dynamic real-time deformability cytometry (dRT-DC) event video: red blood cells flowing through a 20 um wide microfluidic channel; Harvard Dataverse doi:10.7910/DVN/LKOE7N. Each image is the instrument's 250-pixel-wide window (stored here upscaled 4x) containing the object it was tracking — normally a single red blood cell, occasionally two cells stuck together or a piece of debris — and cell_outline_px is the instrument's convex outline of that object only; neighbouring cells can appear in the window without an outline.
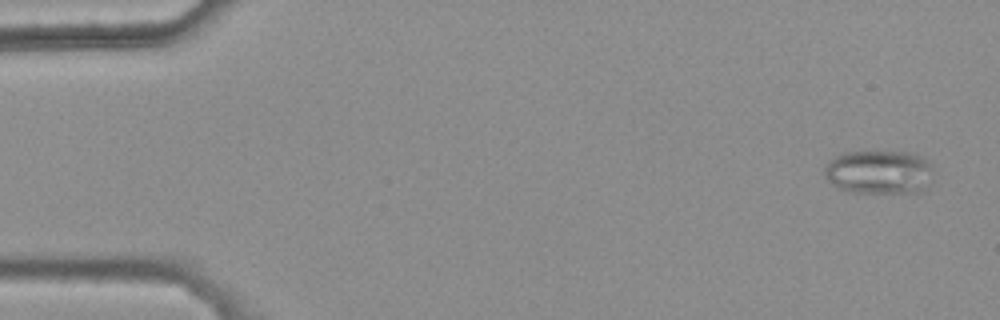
{"species": "common noctule bat (a hibernating species)", "species_latin": "Nyctalus noctula", "temperature_condition": "warm", "stored_images_in_passage": 48, "camera_frame_rate_fps": 3000, "um_per_image_px": 0.085, "animal": {"sex": "female", "body_mass_g": 25.1}, "frame": {"image": 1, "passage_image": 3, "time_ms": 0.667, "image_size_px": [1000, 320], "cell_outline_px": [[932, 172], [928, 192], [852, 192], [840, 188], [832, 184], [828, 180], [824, 172], [824, 164], [828, 160], [844, 152], [908, 152], [920, 156], [932, 164]], "centroid_in_image_um": [74.75, 14.63], "position_along_channel_um": 10.3, "area_um2": 28.03}}
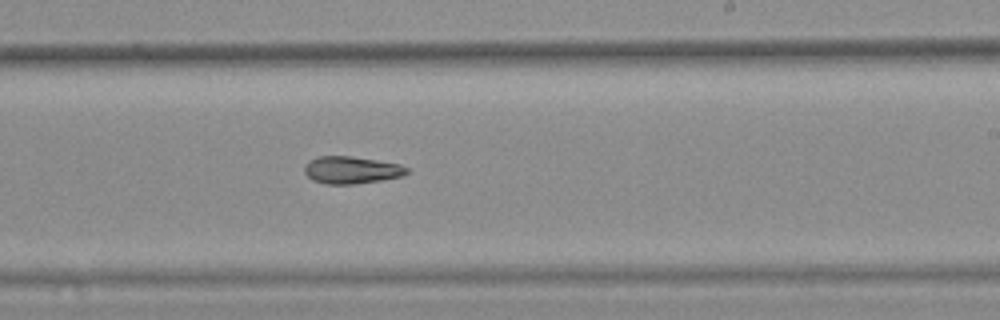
{"frame": {"image": 2, "passage_image": 33, "time_ms": 10.667, "image_size_px": [1000, 320], "cell_outline_px": [[408, 172], [404, 176], [380, 180], [352, 184], [324, 184], [312, 180], [304, 172], [304, 164], [308, 160], [320, 156], [352, 156], [400, 164], [408, 168]], "centroid_in_image_um": [29.84, 14.45], "position_along_channel_um": 259.2, "area_um2": 16.36}}
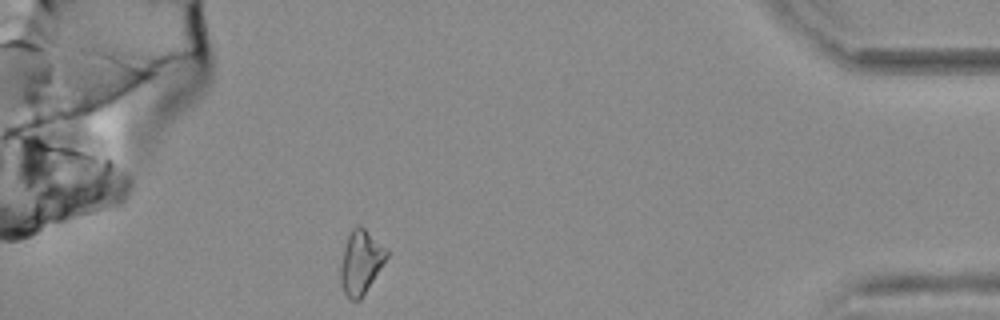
{"frame": {"image": 3, "passage_image": 48, "time_ms": 15.667, "image_size_px": [1000, 320], "cell_outline_px": [[388, 256], [360, 300], [352, 300], [344, 292], [340, 284], [340, 268], [344, 248], [348, 236], [352, 228], [356, 224], [364, 228], [388, 252]], "centroid_in_image_um": [30.64, 22.3], "position_along_channel_um": 404.6, "area_um2": 16.65}}